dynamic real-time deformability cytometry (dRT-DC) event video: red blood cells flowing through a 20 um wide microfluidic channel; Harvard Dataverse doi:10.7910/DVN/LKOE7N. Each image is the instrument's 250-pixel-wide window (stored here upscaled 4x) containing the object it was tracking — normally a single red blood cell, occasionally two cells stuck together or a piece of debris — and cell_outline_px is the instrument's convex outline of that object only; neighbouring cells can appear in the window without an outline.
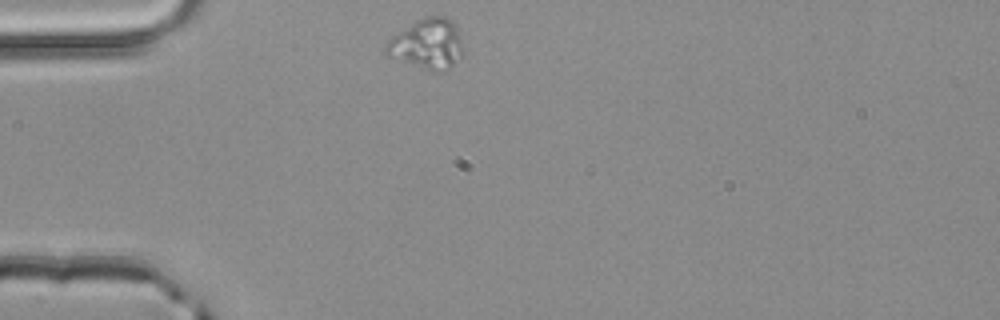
{"species": "common noctule bat (a hibernating species)", "species_latin": "Nyctalus noctula", "temperature_condition": "room temperature", "stored_images_in_passage": 41, "camera_frame_rate_fps": 3000, "um_per_image_px": 0.085, "animal": {"sex": "male", "body_mass_g": 20.4}, "frame": {"image": 1, "passage_image": 1, "time_ms": 0.0, "image_size_px": [1000, 320], "cell_outline_px": [[464, 52], [444, 72], [428, 72], [388, 56], [384, 52], [384, 44], [392, 36], [416, 20], [428, 16], [444, 16], [452, 20], [456, 24], [460, 36]], "centroid_in_image_um": [36.3, 3.76], "position_along_channel_um": 48.7, "area_um2": 22.95}}
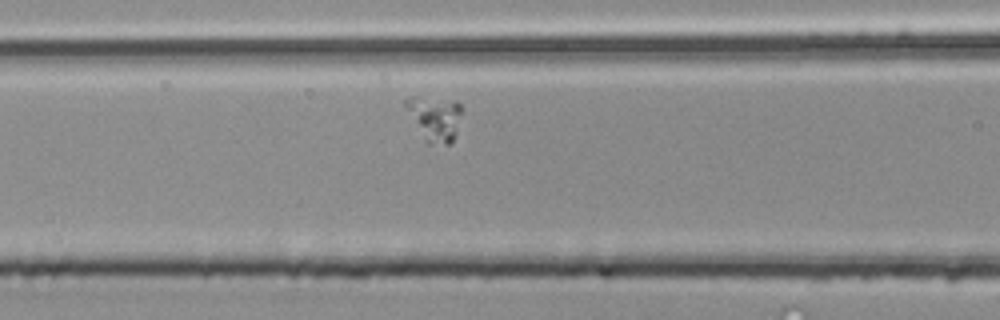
{"frame": {"image": 2, "passage_image": 9, "time_ms": 2.667, "image_size_px": [1000, 320], "cell_outline_px": [[464, 108], [452, 144], [428, 144], [424, 140], [404, 104], [404, 100], [412, 96], [456, 100]], "centroid_in_image_um": [37.0, 10.04], "position_along_channel_um": 129.6, "area_um2": 14.8}}
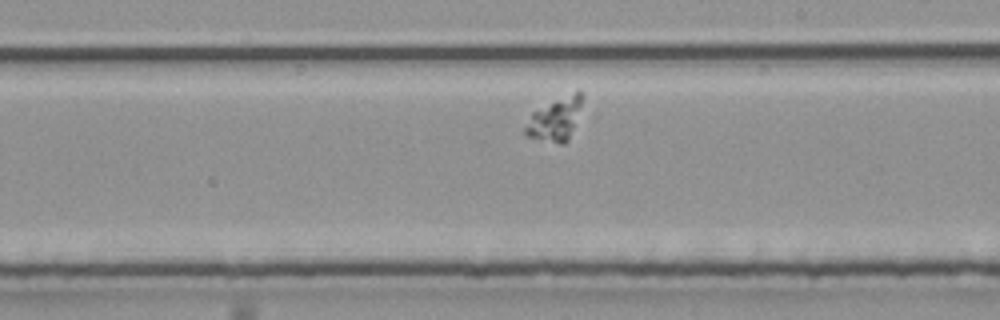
{"frame": {"image": 3, "passage_image": 18, "time_ms": 5.667, "image_size_px": [1000, 320], "cell_outline_px": [[584, 96], [568, 140], [564, 144], [560, 144], [528, 136], [524, 132], [524, 128], [532, 112], [556, 100], [576, 92], [580, 92]], "centroid_in_image_um": [47.17, 10.16], "position_along_channel_um": 241.8, "area_um2": 13.58}}